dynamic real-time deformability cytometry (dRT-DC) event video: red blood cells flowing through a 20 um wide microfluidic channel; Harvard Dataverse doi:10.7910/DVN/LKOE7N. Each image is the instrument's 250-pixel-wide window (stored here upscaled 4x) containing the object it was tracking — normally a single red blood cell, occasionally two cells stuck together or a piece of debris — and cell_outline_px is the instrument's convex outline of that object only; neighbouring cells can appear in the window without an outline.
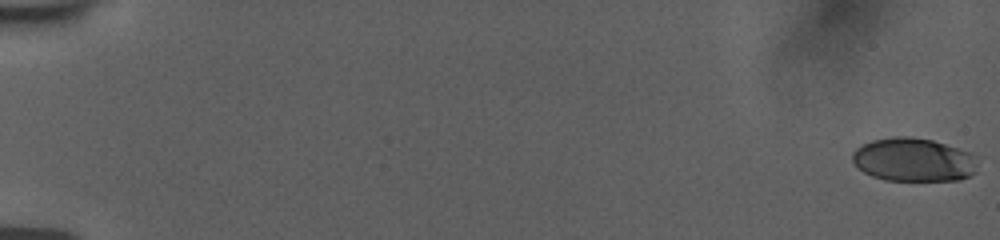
{"species": "human", "species_latin": "Homo sapiens", "temperature_condition": "room temperature", "stored_images_in_passage": 52, "camera_frame_rate_fps": 3000, "um_per_image_px": 0.085, "donor": {"sex": "female"}, "frame": {"image": 1, "passage_image": 1, "time_ms": 0.0, "image_size_px": [1000, 240], "cell_outline_px": [[976, 172], [972, 176], [960, 180], [884, 180], [872, 176], [864, 172], [852, 160], [852, 152], [856, 148], [872, 140], [892, 136], [908, 136], [932, 140], [972, 152], [976, 156]], "centroid_in_image_um": [77.68, 13.58], "position_along_channel_um": 7.3, "area_um2": 31.96}}
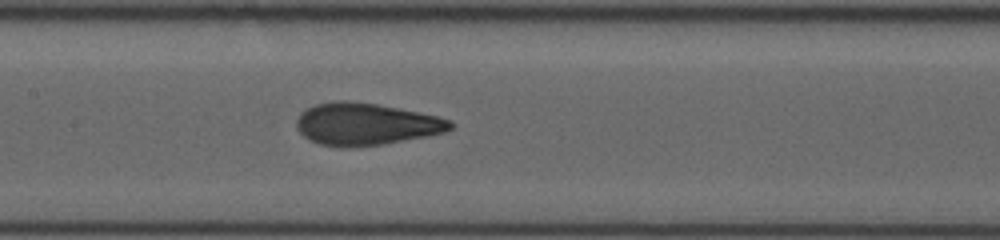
{"frame": {"image": 2, "passage_image": 30, "time_ms": 9.667, "image_size_px": [1000, 240], "cell_outline_px": [[456, 124], [452, 128], [444, 132], [428, 136], [384, 144], [348, 148], [340, 148], [320, 144], [308, 140], [296, 128], [296, 120], [300, 112], [316, 104], [376, 104], [436, 116], [452, 120]], "centroid_in_image_um": [31.12, 10.61], "position_along_channel_um": 176.3, "area_um2": 36.93}}
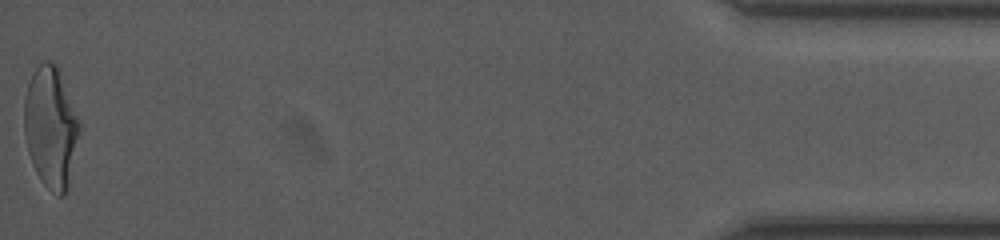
{"frame": {"image": 3, "passage_image": 52, "time_ms": 18.667, "image_size_px": [1000, 240], "cell_outline_px": [[80, 128], [64, 196], [56, 196], [40, 180], [36, 172], [28, 152], [24, 132], [24, 96], [32, 72], [44, 60], [52, 60], [60, 68], [80, 120]], "centroid_in_image_um": [4.3, 10.72], "position_along_channel_um": 430.9, "area_um2": 39.02}, "authors_computed_cell_mechanics": {"area_um2": 36.5296, "velocity_mm_per_s": 3.772, "shape_relaxation_time_tau1_ms": 5.0979, "shape_relaxation_time_tau2_ms": 0.8152, "deformation_change_tau1": 0.212, "deformation_change_tau2": 0.0684}}